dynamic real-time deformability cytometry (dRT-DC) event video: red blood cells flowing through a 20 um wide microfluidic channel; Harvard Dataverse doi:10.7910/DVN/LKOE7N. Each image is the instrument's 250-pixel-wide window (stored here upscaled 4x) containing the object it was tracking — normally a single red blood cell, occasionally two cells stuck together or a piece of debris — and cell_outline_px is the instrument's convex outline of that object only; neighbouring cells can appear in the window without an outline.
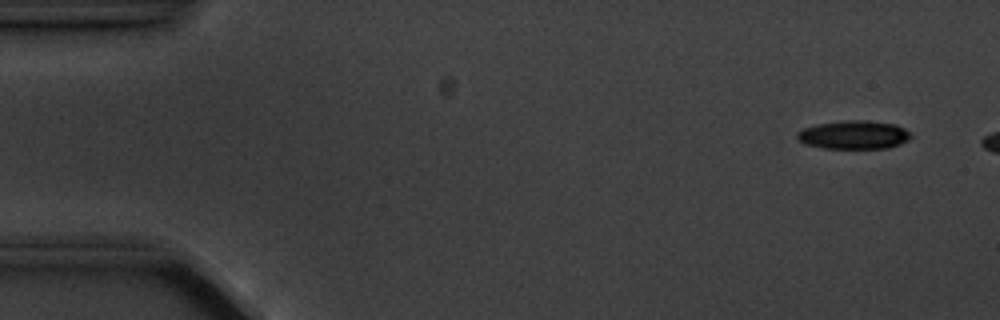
{"species": "common noctule bat (a hibernating species)", "species_latin": "Nyctalus noctula", "temperature_condition": "cold", "stored_images_in_passage": 5, "camera_frame_rate_fps": 3000, "um_per_image_px": 0.085, "animal": {"sex": "male", "body_mass_g": 20.1, "forearm_length_mm": 53.5}, "frame": {"image": 1, "passage_image": 1, "time_ms": 0.0, "image_size_px": [1000, 320], "cell_outline_px": [[912, 136], [908, 140], [900, 144], [888, 148], [824, 148], [804, 144], [796, 140], [796, 132], [804, 128], [816, 124], [844, 120], [868, 120], [896, 124], [904, 128]], "centroid_in_image_um": [72.54, 11.45], "position_along_channel_um": 12.5, "area_um2": 19.07}}